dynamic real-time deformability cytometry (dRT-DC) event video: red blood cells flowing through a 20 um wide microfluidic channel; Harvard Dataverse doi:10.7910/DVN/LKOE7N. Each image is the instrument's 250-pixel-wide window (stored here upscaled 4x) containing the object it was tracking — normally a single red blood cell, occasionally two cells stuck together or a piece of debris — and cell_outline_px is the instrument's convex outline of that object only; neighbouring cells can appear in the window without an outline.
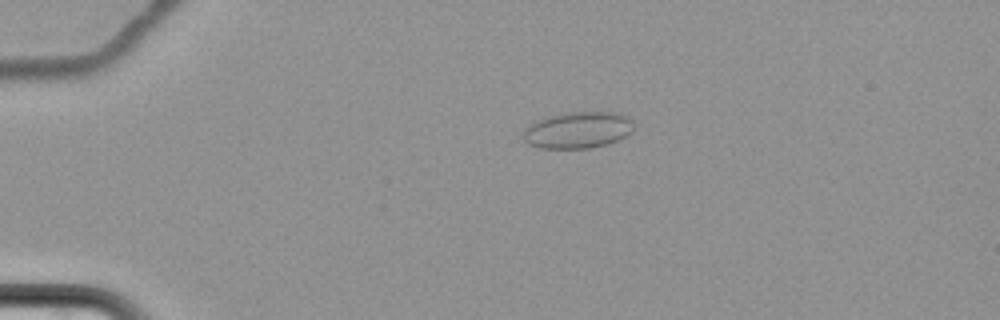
{"species": "common noctule bat (a hibernating species)", "species_latin": "Nyctalus noctula", "temperature_condition": "cold", "stored_images_in_passage": 63, "camera_frame_rate_fps": 3000, "um_per_image_px": 0.085, "animal": {"sex": "female", "body_mass_g": 22.7, "forearm_length_mm": 54.2}, "frame": {"image": 1, "passage_image": 16, "time_ms": 5.0, "image_size_px": [1000, 320], "cell_outline_px": [[632, 132], [628, 136], [608, 144], [588, 148], [540, 148], [528, 144], [524, 140], [524, 128], [536, 120], [552, 116], [572, 112], [616, 112], [628, 116], [632, 120]], "centroid_in_image_um": [49.15, 11.06], "position_along_channel_um": 35.9, "area_um2": 23.52}}
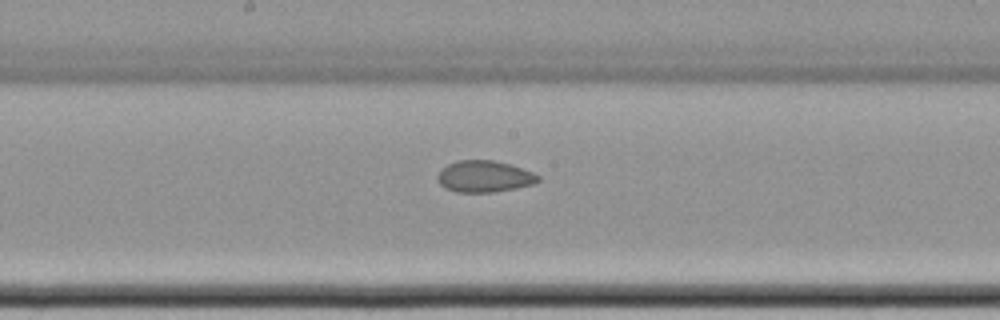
{"frame": {"image": 2, "passage_image": 36, "time_ms": 11.667, "image_size_px": [1000, 320], "cell_outline_px": [[540, 180], [532, 184], [516, 188], [496, 192], [456, 192], [444, 188], [436, 180], [436, 176], [448, 164], [456, 160], [492, 160], [508, 164], [532, 172], [540, 176]], "centroid_in_image_um": [41.14, 15.01], "position_along_channel_um": 207.1, "area_um2": 18.44}}
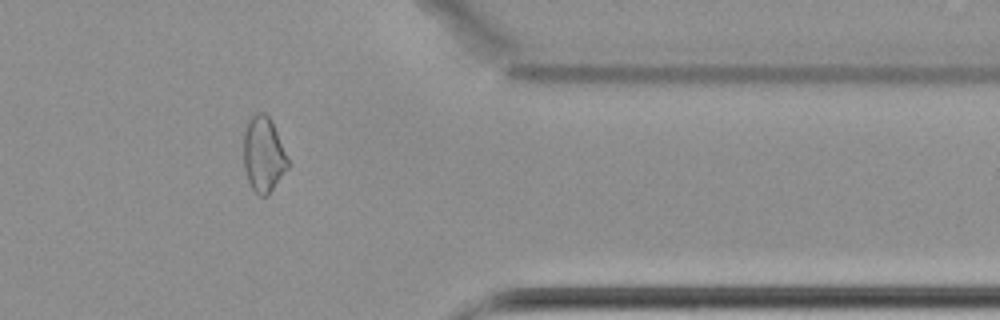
{"frame": {"image": 3, "passage_image": 53, "time_ms": 17.333, "image_size_px": [1000, 320], "cell_outline_px": [[288, 168], [268, 196], [260, 196], [252, 188], [248, 180], [244, 168], [244, 132], [248, 120], [256, 112], [264, 112], [272, 120], [288, 160]], "centroid_in_image_um": [22.39, 13.13], "position_along_channel_um": 389.0, "area_um2": 19.36}, "authors_computed_cell_mechanics": {"area_um2": 20.7502, "velocity_mm_per_s": 3.4354, "shape_relaxation_time_tau1_ms": null, "shape_relaxation_time_tau2_ms": 3.9794, "deformation_change_tau1": null, "deformation_change_tau2": 0.0703}}